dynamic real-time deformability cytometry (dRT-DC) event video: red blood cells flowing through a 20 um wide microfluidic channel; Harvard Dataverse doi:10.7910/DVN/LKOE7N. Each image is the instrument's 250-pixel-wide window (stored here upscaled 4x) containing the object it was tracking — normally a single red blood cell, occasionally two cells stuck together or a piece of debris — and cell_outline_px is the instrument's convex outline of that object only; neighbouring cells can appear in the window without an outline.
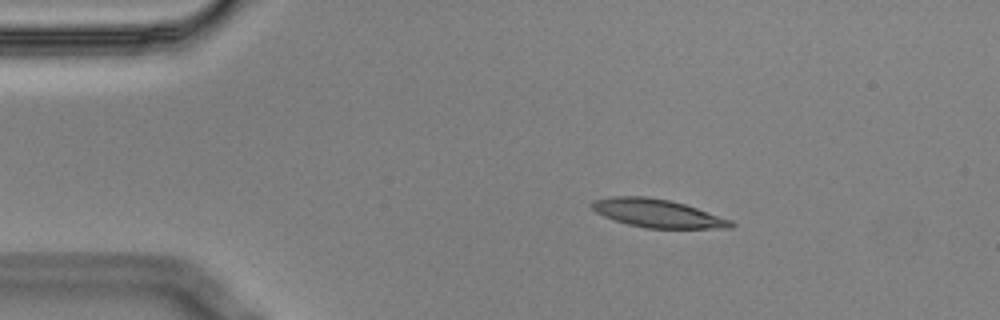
{"species": "Egyptian fruit bat (a non-hibernating species)", "species_latin": "Rousettus aegyptiacus", "temperature_condition": "cold", "stored_images_in_passage": 47, "camera_frame_rate_fps": 3000, "um_per_image_px": 0.085, "animal": {"sex": "male"}, "frame": {"image": 1, "passage_image": 1, "time_ms": 0.0, "image_size_px": [1000, 320], "cell_outline_px": [[736, 224], [732, 228], [644, 228], [628, 224], [604, 216], [596, 212], [588, 204], [596, 200], [612, 196], [644, 196], [668, 200], [684, 204], [732, 220]], "centroid_in_image_um": [55.89, 18.13], "position_along_channel_um": 29.1, "area_um2": 22.66}}
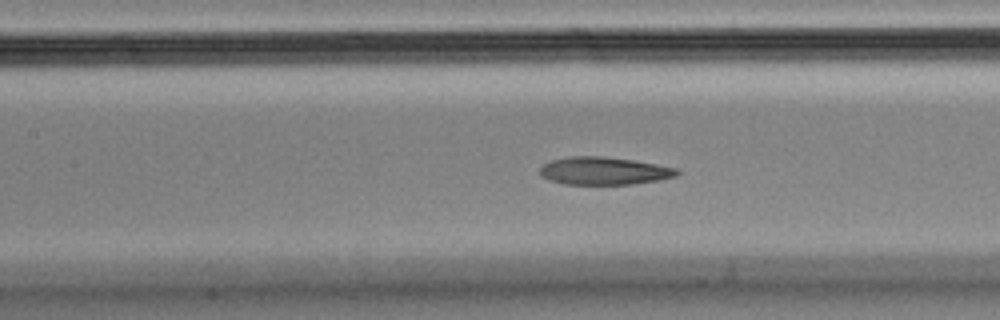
{"frame": {"image": 2, "passage_image": 16, "time_ms": 5.0, "image_size_px": [1000, 320], "cell_outline_px": [[680, 172], [676, 176], [660, 180], [632, 184], [564, 184], [548, 180], [540, 176], [540, 168], [544, 164], [552, 160], [572, 156], [600, 156], [632, 160], [656, 164], [676, 168]], "centroid_in_image_um": [51.33, 14.53], "position_along_channel_um": 156.1, "area_um2": 22.08}}
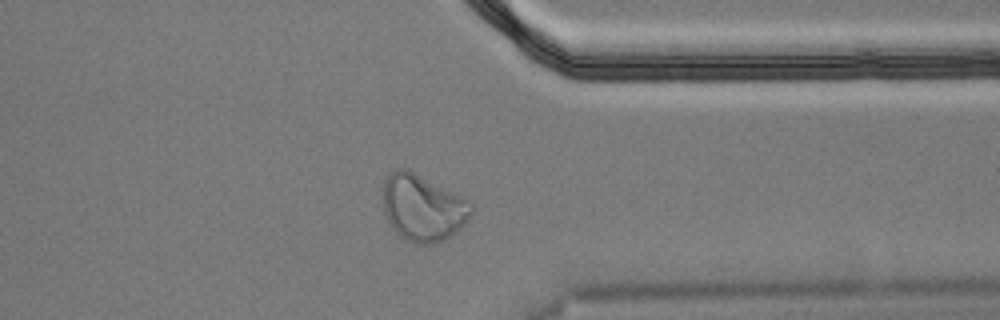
{"frame": {"image": 3, "passage_image": 35, "time_ms": 11.333, "image_size_px": [1000, 320], "cell_outline_px": [[476, 208], [468, 220], [460, 228], [444, 240], [432, 244], [416, 244], [404, 240], [392, 228], [384, 212], [384, 180], [388, 172], [396, 168], [404, 168], [472, 200]], "centroid_in_image_um": [35.98, 17.66], "position_along_channel_um": 375.4, "area_um2": 34.62}, "authors_computed_cell_mechanics": {"area_um2": 23.0044, "velocity_mm_per_s": 3.5443, "shape_relaxation_time_tau1_ms": null, "shape_relaxation_time_tau2_ms": 2.7776, "deformation_change_tau1": null, "deformation_change_tau2": 0.1043}}